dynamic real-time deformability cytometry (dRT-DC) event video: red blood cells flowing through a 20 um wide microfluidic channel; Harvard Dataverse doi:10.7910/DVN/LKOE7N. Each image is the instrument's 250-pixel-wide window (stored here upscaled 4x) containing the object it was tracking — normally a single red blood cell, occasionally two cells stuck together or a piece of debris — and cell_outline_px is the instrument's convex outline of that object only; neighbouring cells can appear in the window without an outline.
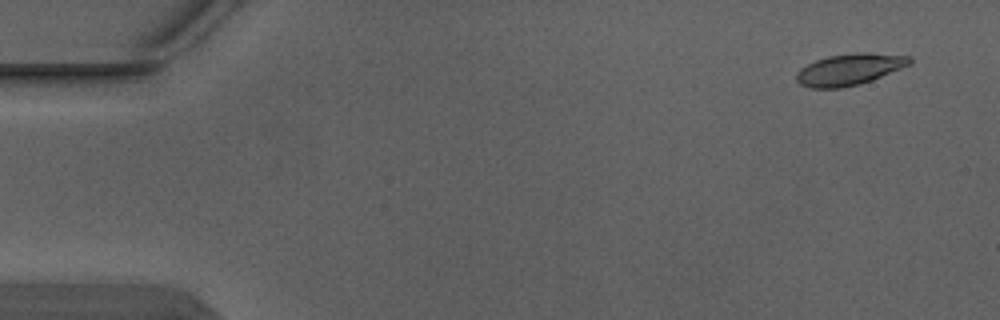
{"species": "Egyptian fruit bat (a non-hibernating species)", "species_latin": "Rousettus aegyptiacus", "temperature_condition": "warm", "stored_images_in_passage": 4, "camera_frame_rate_fps": 3000, "um_per_image_px": 0.085, "animal": {"sex": "male"}, "frame": {"image": 1, "passage_image": 1, "time_ms": 0.0, "image_size_px": [1000, 320], "cell_outline_px": [[912, 64], [872, 80], [860, 84], [840, 88], [812, 88], [800, 84], [796, 80], [796, 72], [800, 68], [816, 60], [828, 56], [856, 52], [868, 52], [908, 56], [912, 60]], "centroid_in_image_um": [72.2, 5.89], "position_along_channel_um": 12.8, "area_um2": 20.81}}
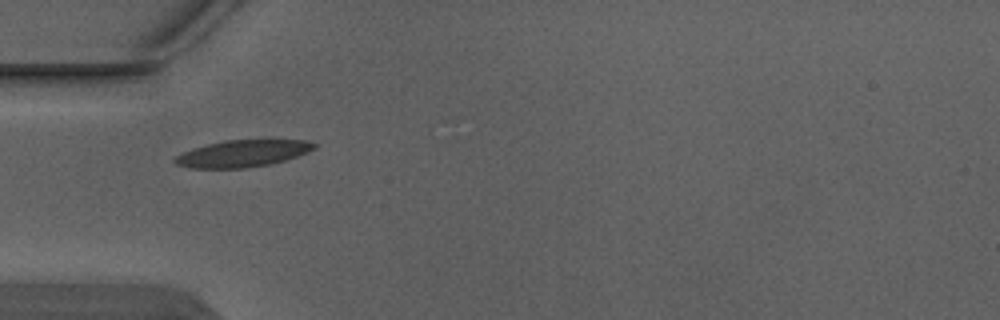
{"frame": {"image": 2, "passage_image": 4, "time_ms": 1.0, "image_size_px": [1000, 320], "cell_outline_px": [[316, 148], [296, 156], [284, 160], [268, 164], [248, 168], [192, 168], [176, 164], [172, 160], [176, 156], [192, 148], [224, 140], [304, 140], [316, 144]], "centroid_in_image_um": [20.59, 13.05], "position_along_channel_um": 64.4, "area_um2": 21.56}}